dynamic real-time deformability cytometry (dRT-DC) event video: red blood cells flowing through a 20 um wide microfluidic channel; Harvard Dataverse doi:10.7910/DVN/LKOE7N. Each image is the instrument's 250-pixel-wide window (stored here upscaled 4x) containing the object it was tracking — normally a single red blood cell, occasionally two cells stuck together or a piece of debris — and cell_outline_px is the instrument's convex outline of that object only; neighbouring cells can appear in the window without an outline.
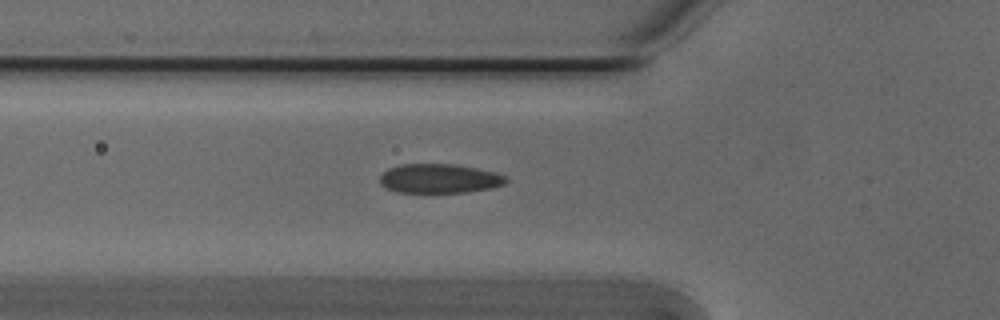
{"species": "Egyptian fruit bat (a non-hibernating species)", "species_latin": "Rousettus aegyptiacus", "temperature_condition": "cold", "stored_images_in_passage": 38, "camera_frame_rate_fps": 3000, "um_per_image_px": 0.085, "animal": {"sex": "male"}, "frame": {"image": 1, "passage_image": 11, "time_ms": 3.333, "image_size_px": [1000, 320], "cell_outline_px": [[508, 180], [504, 184], [492, 188], [468, 192], [400, 192], [388, 188], [380, 184], [380, 176], [388, 168], [400, 164], [456, 164], [496, 172], [504, 176]], "centroid_in_image_um": [37.36, 15.17], "position_along_channel_um": 88.4, "area_um2": 21.44}}
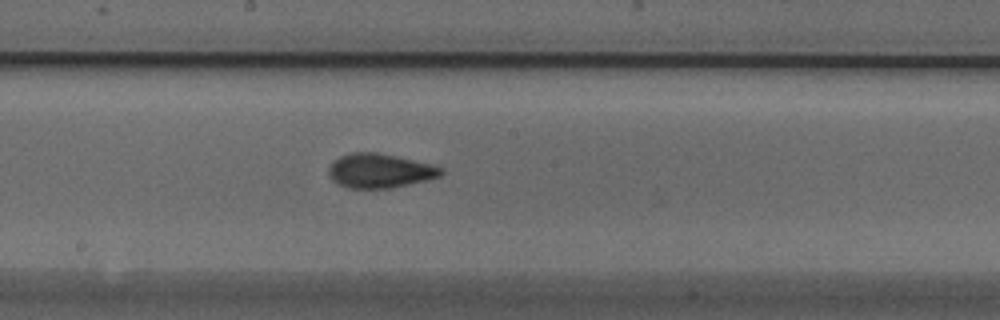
{"frame": {"image": 2, "passage_image": 21, "time_ms": 6.667, "image_size_px": [1000, 320], "cell_outline_px": [[444, 172], [440, 176], [428, 180], [388, 188], [348, 188], [332, 180], [328, 172], [328, 168], [340, 156], [352, 152], [380, 152], [444, 168]], "centroid_in_image_um": [32.28, 14.51], "position_along_channel_um": 215.9, "area_um2": 22.2}}
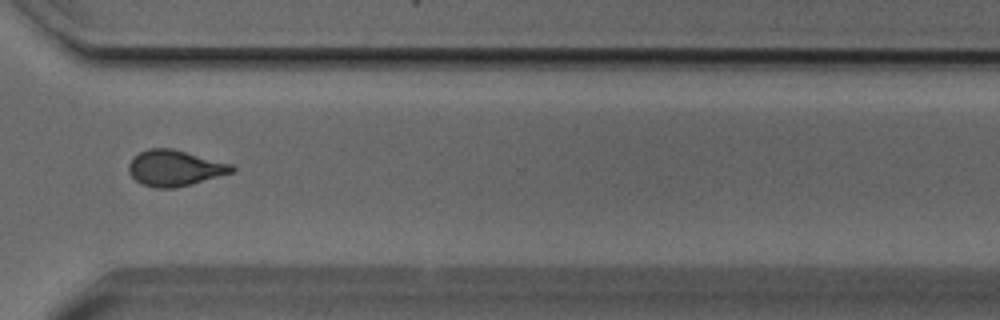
{"frame": {"image": 3, "passage_image": 32, "time_ms": 10.333, "image_size_px": [1000, 320], "cell_outline_px": [[236, 168], [232, 172], [192, 184], [176, 188], [156, 188], [140, 184], [128, 172], [128, 164], [140, 152], [148, 148], [172, 148], [232, 164]], "centroid_in_image_um": [14.84, 14.29], "position_along_channel_um": 355.8, "area_um2": 21.5}, "authors_computed_cell_mechanics": {"area_um2": 21.2993, "velocity_mm_per_s": 3.8166, "shape_relaxation_time_tau1_ms": 5.3536, "shape_relaxation_time_tau2_ms": 1.22, "deformation_change_tau1": 0.1514, "deformation_change_tau2": 0.0598}}